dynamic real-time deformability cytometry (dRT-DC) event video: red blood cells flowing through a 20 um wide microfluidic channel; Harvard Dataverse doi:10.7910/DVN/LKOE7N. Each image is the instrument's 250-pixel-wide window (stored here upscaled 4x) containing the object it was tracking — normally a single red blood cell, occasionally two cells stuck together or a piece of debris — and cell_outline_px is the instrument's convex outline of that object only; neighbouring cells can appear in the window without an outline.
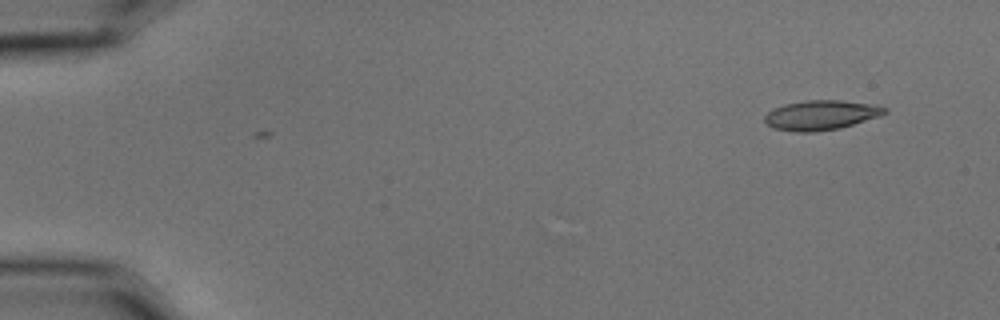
{"species": "common noctule bat (a hibernating species)", "species_latin": "Nyctalus noctula", "temperature_condition": "cold", "stored_images_in_passage": 2, "camera_frame_rate_fps": 3000, "um_per_image_px": 0.085, "animal": {"sex": "male", "body_mass_g": 15.6}, "frame": {"image": 1, "passage_image": 2, "time_ms": 0.333, "image_size_px": [1000, 320], "cell_outline_px": [[888, 112], [880, 116], [840, 128], [816, 132], [796, 132], [772, 128], [764, 120], [764, 116], [772, 108], [784, 104], [804, 100], [840, 100], [876, 104], [888, 108]], "centroid_in_image_um": [69.8, 9.78], "position_along_channel_um": 15.2, "area_um2": 21.04}}